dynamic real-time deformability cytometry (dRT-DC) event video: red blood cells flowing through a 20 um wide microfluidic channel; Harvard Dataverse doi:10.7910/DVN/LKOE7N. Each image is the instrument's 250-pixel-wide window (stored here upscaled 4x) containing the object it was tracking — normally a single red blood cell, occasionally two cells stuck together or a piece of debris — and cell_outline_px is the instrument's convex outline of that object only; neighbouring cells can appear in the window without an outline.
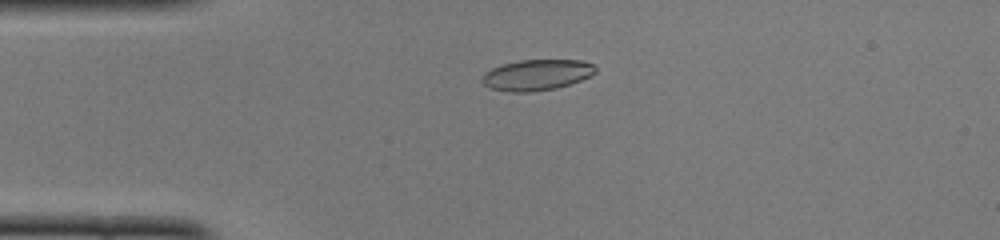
{"species": "common noctule bat (a hibernating species)", "species_latin": "Nyctalus noctula", "temperature_condition": "cold", "stored_images_in_passage": 48, "camera_frame_rate_fps": 3000, "um_per_image_px": 0.085, "animal": {"sex": "female", "body_mass_g": 22.0, "forearm_length_mm": 56.7}, "frame": {"image": 1, "passage_image": 11, "time_ms": 3.333, "image_size_px": [1000, 240], "cell_outline_px": [[596, 72], [580, 80], [556, 88], [532, 92], [512, 92], [488, 88], [480, 80], [480, 76], [484, 72], [492, 68], [504, 64], [520, 60], [580, 60], [592, 64], [596, 68]], "centroid_in_image_um": [45.56, 6.37], "position_along_channel_um": 39.4, "area_um2": 20.35}}
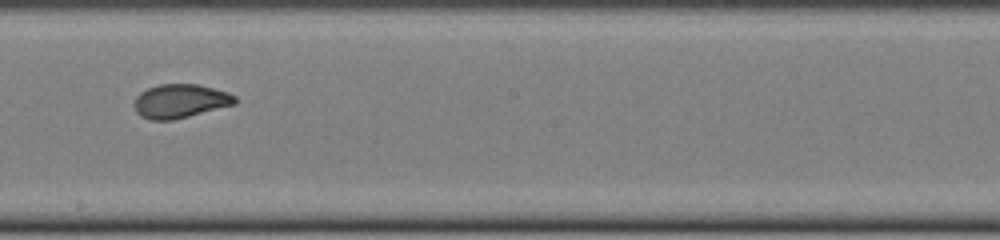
{"frame": {"image": 2, "passage_image": 27, "time_ms": 8.667, "image_size_px": [1000, 240], "cell_outline_px": [[236, 104], [172, 120], [148, 120], [140, 116], [136, 112], [132, 104], [136, 96], [140, 92], [148, 88], [160, 84], [196, 84], [228, 92], [236, 96]], "centroid_in_image_um": [15.27, 8.6], "position_along_channel_um": 232.9, "area_um2": 19.94}}
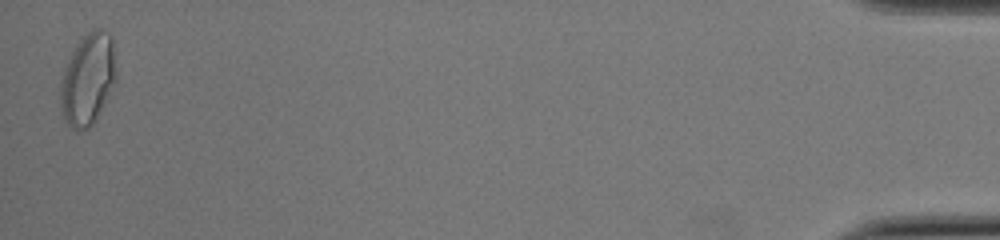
{"frame": {"image": 3, "passage_image": 48, "time_ms": 15.667, "image_size_px": [1000, 240], "cell_outline_px": [[116, 80], [92, 124], [88, 128], [80, 132], [76, 132], [64, 124], [60, 104], [60, 76], [76, 44], [92, 28], [100, 28], [108, 32], [112, 36], [116, 68]], "centroid_in_image_um": [7.43, 6.74], "position_along_channel_um": 427.8, "area_um2": 30.11}, "authors_computed_cell_mechanics": {"area_um2": 20.3167, "velocity_mm_per_s": 4.0841, "shape_relaxation_time_tau1_ms": 8.1005, "shape_relaxation_time_tau2_ms": 0.8552, "deformation_change_tau1": 0.2079, "deformation_change_tau2": 0.0469}}